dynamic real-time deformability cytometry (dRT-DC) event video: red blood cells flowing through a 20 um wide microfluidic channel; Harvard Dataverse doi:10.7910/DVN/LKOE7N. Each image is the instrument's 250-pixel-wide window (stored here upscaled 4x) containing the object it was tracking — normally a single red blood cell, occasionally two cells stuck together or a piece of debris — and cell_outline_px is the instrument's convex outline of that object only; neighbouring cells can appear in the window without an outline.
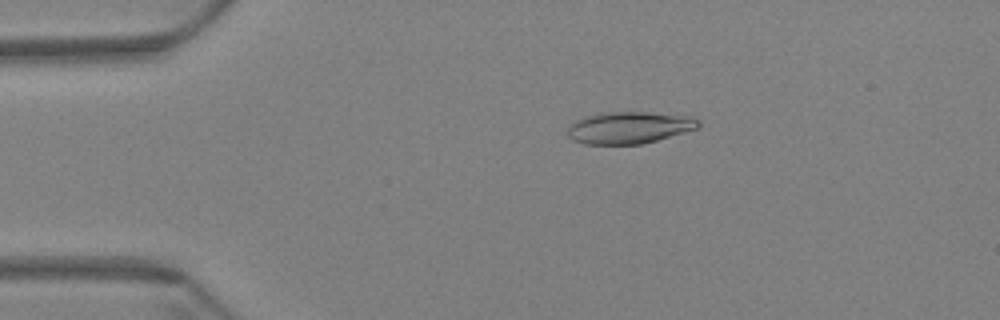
{"species": "Egyptian fruit bat (a non-hibernating species)", "species_latin": "Rousettus aegyptiacus", "temperature_condition": "warm", "stored_images_in_passage": 60, "camera_frame_rate_fps": 3000, "um_per_image_px": 0.085, "animal": {"sex": "female"}, "frame": {"image": 1, "passage_image": 12, "time_ms": 3.667, "image_size_px": [1000, 320], "cell_outline_px": [[700, 124], [696, 128], [684, 132], [656, 140], [640, 144], [584, 144], [572, 140], [568, 136], [568, 128], [576, 120], [584, 116], [600, 112], [644, 112], [692, 116], [700, 120]], "centroid_in_image_um": [53.45, 10.84], "position_along_channel_um": 31.5, "area_um2": 24.28}}
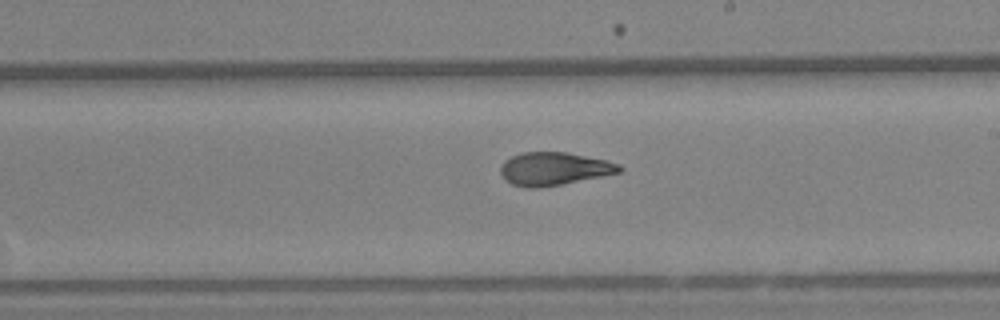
{"frame": {"image": 2, "passage_image": 35, "time_ms": 11.333, "image_size_px": [1000, 320], "cell_outline_px": [[624, 168], [620, 172], [560, 184], [532, 188], [528, 188], [512, 184], [500, 172], [500, 168], [504, 160], [512, 156], [524, 152], [568, 152], [604, 160], [620, 164]], "centroid_in_image_um": [47.09, 14.33], "position_along_channel_um": 241.9, "area_um2": 22.43}}
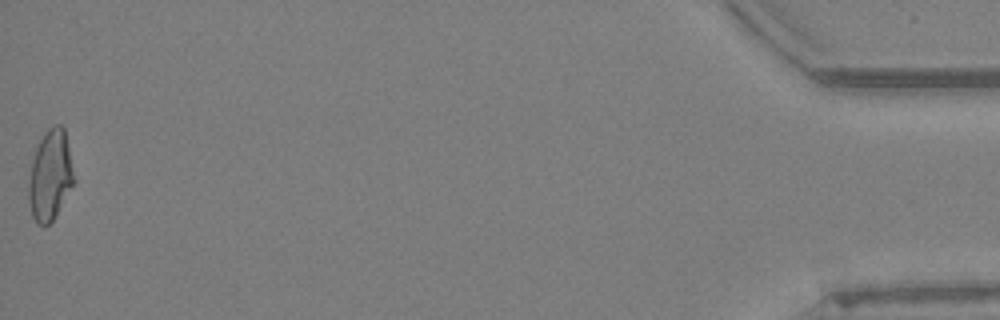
{"frame": {"image": 3, "passage_image": 60, "time_ms": 19.667, "image_size_px": [1000, 320], "cell_outline_px": [[76, 180], [56, 216], [44, 228], [36, 224], [32, 216], [28, 200], [28, 180], [32, 160], [36, 148], [44, 132], [52, 124], [60, 124], [64, 128]], "centroid_in_image_um": [4.26, 14.93], "position_along_channel_um": 430.9, "area_um2": 24.28}, "authors_computed_cell_mechanics": {"area_um2": 23.5535, "velocity_mm_per_s": 3.4341, "shape_relaxation_time_tau1_ms": null, "shape_relaxation_time_tau2_ms": 2.2963, "deformation_change_tau1": null, "deformation_change_tau2": 0.0927}}